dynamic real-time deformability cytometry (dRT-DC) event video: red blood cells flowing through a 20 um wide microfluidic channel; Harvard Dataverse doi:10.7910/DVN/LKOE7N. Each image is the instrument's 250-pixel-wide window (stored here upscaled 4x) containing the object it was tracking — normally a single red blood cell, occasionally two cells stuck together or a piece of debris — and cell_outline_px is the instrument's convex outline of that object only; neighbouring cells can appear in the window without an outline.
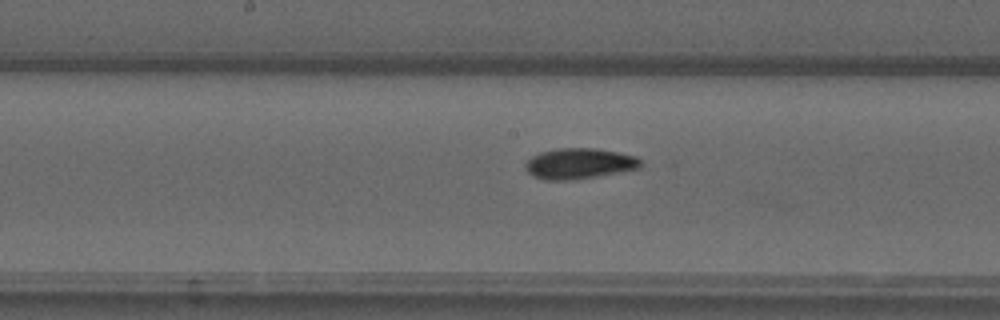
{"species": "common noctule bat (a hibernating species)", "species_latin": "Nyctalus noctula", "temperature_condition": "warm", "stored_images_in_passage": 37, "camera_frame_rate_fps": 3000, "um_per_image_px": 0.085, "animal": {"sex": "male", "forearm_length_mm": 52.5}, "frame": {"image": 1, "passage_image": 10, "time_ms": 3.0, "image_size_px": [1000, 320], "cell_outline_px": [[644, 164], [640, 168], [596, 176], [572, 180], [544, 180], [532, 176], [524, 168], [524, 164], [532, 156], [540, 152], [556, 148], [596, 148], [636, 156]], "centroid_in_image_um": [49.21, 13.9], "position_along_channel_um": 199.0, "area_um2": 20.69}}
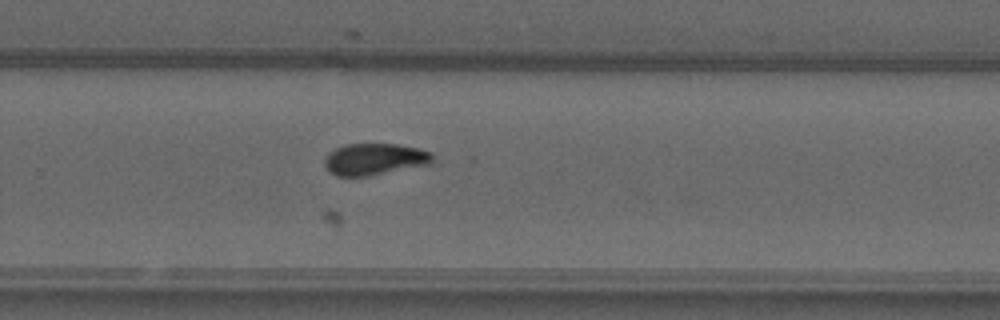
{"frame": {"image": 2, "passage_image": 18, "time_ms": 5.667, "image_size_px": [1000, 320], "cell_outline_px": [[432, 160], [428, 164], [372, 176], [336, 176], [324, 164], [324, 160], [328, 152], [344, 144], [396, 144], [420, 148], [432, 152]], "centroid_in_image_um": [31.83, 13.52], "position_along_channel_um": 298.0, "area_um2": 19.94}}
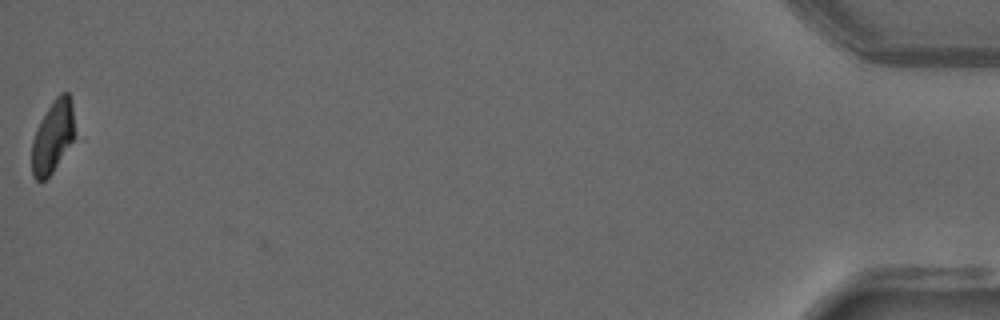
{"frame": {"image": 3, "passage_image": 37, "time_ms": 12.0, "image_size_px": [1000, 320], "cell_outline_px": [[72, 140], [52, 172], [40, 184], [32, 176], [32, 140], [40, 120], [52, 100], [60, 92], [68, 92], [72, 100]], "centroid_in_image_um": [4.43, 11.61], "position_along_channel_um": 430.8, "area_um2": 17.69}}